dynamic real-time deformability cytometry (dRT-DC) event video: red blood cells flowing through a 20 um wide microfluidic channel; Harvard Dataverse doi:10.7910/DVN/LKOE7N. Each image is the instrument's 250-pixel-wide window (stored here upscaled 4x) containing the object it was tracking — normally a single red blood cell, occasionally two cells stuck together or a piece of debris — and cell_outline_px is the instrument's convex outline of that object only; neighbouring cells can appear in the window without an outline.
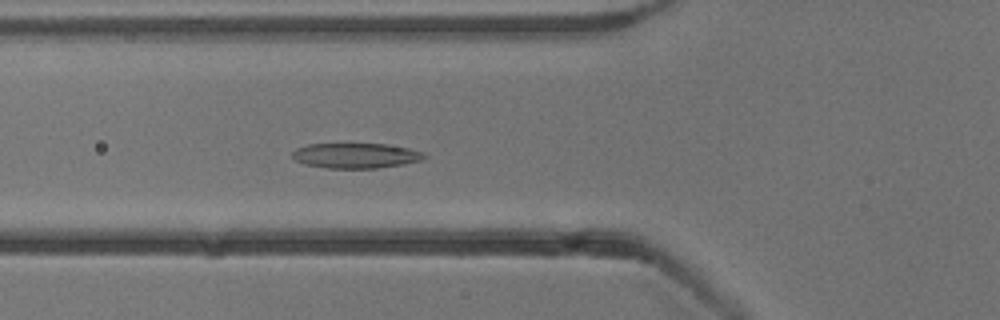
{"species": "common noctule bat (a hibernating species)", "species_latin": "Nyctalus noctula", "temperature_condition": "cold", "stored_images_in_passage": 53, "camera_frame_rate_fps": 3000, "um_per_image_px": 0.085, "animal": {"sex": "male", "body_mass_g": 13.3}, "frame": {"image": 1, "passage_image": 19, "time_ms": 6.0, "image_size_px": [1000, 320], "cell_outline_px": [[428, 156], [420, 160], [404, 164], [376, 168], [328, 168], [304, 164], [296, 160], [292, 156], [292, 152], [296, 148], [308, 144], [388, 144], [408, 148], [424, 152]], "centroid_in_image_um": [30.25, 13.22], "position_along_channel_um": 95.6, "area_um2": 19.31}}
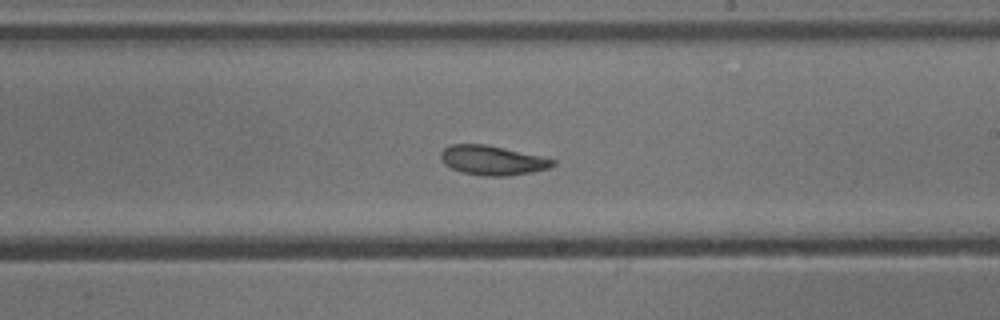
{"frame": {"image": 2, "passage_image": 31, "time_ms": 10.0, "image_size_px": [1000, 320], "cell_outline_px": [[556, 164], [548, 168], [532, 172], [508, 176], [484, 176], [464, 172], [452, 168], [444, 164], [440, 160], [440, 152], [444, 148], [452, 144], [484, 144], [540, 156], [556, 160]], "centroid_in_image_um": [41.83, 13.63], "position_along_channel_um": 247.2, "area_um2": 19.07}}
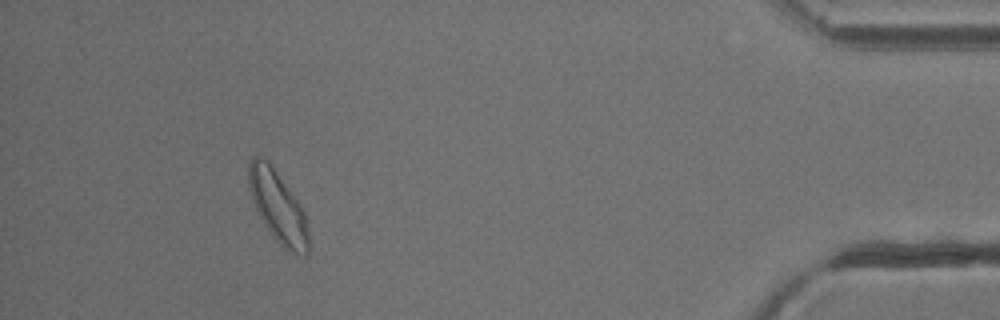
{"frame": {"image": 3, "passage_image": 49, "time_ms": 16.0, "image_size_px": [1000, 320], "cell_outline_px": [[308, 256], [304, 256], [288, 252], [272, 236], [264, 224], [256, 208], [248, 184], [248, 164], [252, 156], [260, 156], [268, 160], [296, 200], [304, 212], [308, 232]], "centroid_in_image_um": [23.61, 17.59], "position_along_channel_um": 411.6, "area_um2": 24.57}, "authors_computed_cell_mechanics": {"area_um2": 20.808, "velocity_mm_per_s": 3.7785, "shape_relaxation_time_tau1_ms": 4.7262, "shape_relaxation_time_tau2_ms": 3.3499, "deformation_change_tau1": 0.1442, "deformation_change_tau2": 0.0951}}